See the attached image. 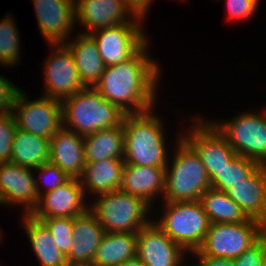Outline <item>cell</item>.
I'll return each instance as SVG.
<instances>
[{
	"label": "cell",
	"mask_w": 266,
	"mask_h": 266,
	"mask_svg": "<svg viewBox=\"0 0 266 266\" xmlns=\"http://www.w3.org/2000/svg\"><path fill=\"white\" fill-rule=\"evenodd\" d=\"M146 42L127 61L107 66L93 87L103 98L126 114H139L155 107L159 64L148 56Z\"/></svg>",
	"instance_id": "6da1fadb"
},
{
	"label": "cell",
	"mask_w": 266,
	"mask_h": 266,
	"mask_svg": "<svg viewBox=\"0 0 266 266\" xmlns=\"http://www.w3.org/2000/svg\"><path fill=\"white\" fill-rule=\"evenodd\" d=\"M154 113L151 109L139 114L125 115L122 123L124 163L147 167L167 166L163 124Z\"/></svg>",
	"instance_id": "7a4b0ae2"
},
{
	"label": "cell",
	"mask_w": 266,
	"mask_h": 266,
	"mask_svg": "<svg viewBox=\"0 0 266 266\" xmlns=\"http://www.w3.org/2000/svg\"><path fill=\"white\" fill-rule=\"evenodd\" d=\"M61 104L62 126L82 136L122 125L126 115L93 87L76 92L62 100Z\"/></svg>",
	"instance_id": "3957f363"
},
{
	"label": "cell",
	"mask_w": 266,
	"mask_h": 266,
	"mask_svg": "<svg viewBox=\"0 0 266 266\" xmlns=\"http://www.w3.org/2000/svg\"><path fill=\"white\" fill-rule=\"evenodd\" d=\"M171 167L165 168L164 202L200 200L211 188L208 172L195 149L181 136ZM166 200V201H165Z\"/></svg>",
	"instance_id": "277c9868"
},
{
	"label": "cell",
	"mask_w": 266,
	"mask_h": 266,
	"mask_svg": "<svg viewBox=\"0 0 266 266\" xmlns=\"http://www.w3.org/2000/svg\"><path fill=\"white\" fill-rule=\"evenodd\" d=\"M97 201L89 210L96 216L105 232H138L151 220L148 219L151 206L143 199L121 190L96 195Z\"/></svg>",
	"instance_id": "5b68a950"
},
{
	"label": "cell",
	"mask_w": 266,
	"mask_h": 266,
	"mask_svg": "<svg viewBox=\"0 0 266 266\" xmlns=\"http://www.w3.org/2000/svg\"><path fill=\"white\" fill-rule=\"evenodd\" d=\"M164 210V215L155 223L185 253L197 251L210 225L200 201L165 202Z\"/></svg>",
	"instance_id": "8992f818"
},
{
	"label": "cell",
	"mask_w": 266,
	"mask_h": 266,
	"mask_svg": "<svg viewBox=\"0 0 266 266\" xmlns=\"http://www.w3.org/2000/svg\"><path fill=\"white\" fill-rule=\"evenodd\" d=\"M265 233L266 226L250 218L240 223H210L201 247L192 254L234 260Z\"/></svg>",
	"instance_id": "52a82bcc"
},
{
	"label": "cell",
	"mask_w": 266,
	"mask_h": 266,
	"mask_svg": "<svg viewBox=\"0 0 266 266\" xmlns=\"http://www.w3.org/2000/svg\"><path fill=\"white\" fill-rule=\"evenodd\" d=\"M227 122H211L236 155L266 166V111L240 113ZM220 122V123H219Z\"/></svg>",
	"instance_id": "ba28073f"
},
{
	"label": "cell",
	"mask_w": 266,
	"mask_h": 266,
	"mask_svg": "<svg viewBox=\"0 0 266 266\" xmlns=\"http://www.w3.org/2000/svg\"><path fill=\"white\" fill-rule=\"evenodd\" d=\"M12 114L17 128L50 139L62 127V104L60 100L42 96L28 101L19 89L13 103Z\"/></svg>",
	"instance_id": "9c48e42d"
},
{
	"label": "cell",
	"mask_w": 266,
	"mask_h": 266,
	"mask_svg": "<svg viewBox=\"0 0 266 266\" xmlns=\"http://www.w3.org/2000/svg\"><path fill=\"white\" fill-rule=\"evenodd\" d=\"M190 121L193 122L192 129L188 131V135L182 134L181 136L198 153L211 180L237 155L227 140L210 123L211 121L200 120L196 117Z\"/></svg>",
	"instance_id": "30bf717a"
},
{
	"label": "cell",
	"mask_w": 266,
	"mask_h": 266,
	"mask_svg": "<svg viewBox=\"0 0 266 266\" xmlns=\"http://www.w3.org/2000/svg\"><path fill=\"white\" fill-rule=\"evenodd\" d=\"M140 23H123L89 34L105 67L130 59L149 40Z\"/></svg>",
	"instance_id": "8fae6325"
},
{
	"label": "cell",
	"mask_w": 266,
	"mask_h": 266,
	"mask_svg": "<svg viewBox=\"0 0 266 266\" xmlns=\"http://www.w3.org/2000/svg\"><path fill=\"white\" fill-rule=\"evenodd\" d=\"M50 46L53 53L44 60L45 96L62 101L86 87L81 82L68 47L65 44Z\"/></svg>",
	"instance_id": "7c38bea8"
},
{
	"label": "cell",
	"mask_w": 266,
	"mask_h": 266,
	"mask_svg": "<svg viewBox=\"0 0 266 266\" xmlns=\"http://www.w3.org/2000/svg\"><path fill=\"white\" fill-rule=\"evenodd\" d=\"M32 169L12 162L0 163V205L24 206L31 214L42 194Z\"/></svg>",
	"instance_id": "4fadbf2b"
},
{
	"label": "cell",
	"mask_w": 266,
	"mask_h": 266,
	"mask_svg": "<svg viewBox=\"0 0 266 266\" xmlns=\"http://www.w3.org/2000/svg\"><path fill=\"white\" fill-rule=\"evenodd\" d=\"M184 252L154 220L137 232V257L145 266H182Z\"/></svg>",
	"instance_id": "5bb4252c"
},
{
	"label": "cell",
	"mask_w": 266,
	"mask_h": 266,
	"mask_svg": "<svg viewBox=\"0 0 266 266\" xmlns=\"http://www.w3.org/2000/svg\"><path fill=\"white\" fill-rule=\"evenodd\" d=\"M75 11L76 22L88 30L84 34L126 22L141 23L143 20L131 11L124 0H75ZM127 15L131 18L128 19Z\"/></svg>",
	"instance_id": "9a60e30c"
},
{
	"label": "cell",
	"mask_w": 266,
	"mask_h": 266,
	"mask_svg": "<svg viewBox=\"0 0 266 266\" xmlns=\"http://www.w3.org/2000/svg\"><path fill=\"white\" fill-rule=\"evenodd\" d=\"M80 179L71 178L65 184L39 196L34 218L75 217L89 210Z\"/></svg>",
	"instance_id": "2e32d148"
},
{
	"label": "cell",
	"mask_w": 266,
	"mask_h": 266,
	"mask_svg": "<svg viewBox=\"0 0 266 266\" xmlns=\"http://www.w3.org/2000/svg\"><path fill=\"white\" fill-rule=\"evenodd\" d=\"M40 33L48 44H64L76 22L75 0H33Z\"/></svg>",
	"instance_id": "e0dca14e"
},
{
	"label": "cell",
	"mask_w": 266,
	"mask_h": 266,
	"mask_svg": "<svg viewBox=\"0 0 266 266\" xmlns=\"http://www.w3.org/2000/svg\"><path fill=\"white\" fill-rule=\"evenodd\" d=\"M72 243L65 256L69 266H90L105 230L96 216L88 210L73 217Z\"/></svg>",
	"instance_id": "ac0fdd59"
},
{
	"label": "cell",
	"mask_w": 266,
	"mask_h": 266,
	"mask_svg": "<svg viewBox=\"0 0 266 266\" xmlns=\"http://www.w3.org/2000/svg\"><path fill=\"white\" fill-rule=\"evenodd\" d=\"M49 162L70 178L80 179L86 164L84 136L62 126L50 138Z\"/></svg>",
	"instance_id": "d6986e66"
},
{
	"label": "cell",
	"mask_w": 266,
	"mask_h": 266,
	"mask_svg": "<svg viewBox=\"0 0 266 266\" xmlns=\"http://www.w3.org/2000/svg\"><path fill=\"white\" fill-rule=\"evenodd\" d=\"M227 195L245 215L266 226V166L260 165L249 177L233 187Z\"/></svg>",
	"instance_id": "ffe728a7"
},
{
	"label": "cell",
	"mask_w": 266,
	"mask_h": 266,
	"mask_svg": "<svg viewBox=\"0 0 266 266\" xmlns=\"http://www.w3.org/2000/svg\"><path fill=\"white\" fill-rule=\"evenodd\" d=\"M165 168L124 163L120 190L151 205L157 195L164 194Z\"/></svg>",
	"instance_id": "44dd1931"
},
{
	"label": "cell",
	"mask_w": 266,
	"mask_h": 266,
	"mask_svg": "<svg viewBox=\"0 0 266 266\" xmlns=\"http://www.w3.org/2000/svg\"><path fill=\"white\" fill-rule=\"evenodd\" d=\"M74 59L82 84L94 87L104 72L105 65L95 40L89 34H79L76 41L64 43Z\"/></svg>",
	"instance_id": "7402d4cb"
},
{
	"label": "cell",
	"mask_w": 266,
	"mask_h": 266,
	"mask_svg": "<svg viewBox=\"0 0 266 266\" xmlns=\"http://www.w3.org/2000/svg\"><path fill=\"white\" fill-rule=\"evenodd\" d=\"M123 166V159H104L100 162L86 163L80 178L84 192L90 190L99 195L120 190Z\"/></svg>",
	"instance_id": "603a6c76"
},
{
	"label": "cell",
	"mask_w": 266,
	"mask_h": 266,
	"mask_svg": "<svg viewBox=\"0 0 266 266\" xmlns=\"http://www.w3.org/2000/svg\"><path fill=\"white\" fill-rule=\"evenodd\" d=\"M23 225L32 250L42 266H69L66 257L41 220L30 214H24Z\"/></svg>",
	"instance_id": "cb8c5ba5"
},
{
	"label": "cell",
	"mask_w": 266,
	"mask_h": 266,
	"mask_svg": "<svg viewBox=\"0 0 266 266\" xmlns=\"http://www.w3.org/2000/svg\"><path fill=\"white\" fill-rule=\"evenodd\" d=\"M85 163L124 159L123 126L101 129L84 136Z\"/></svg>",
	"instance_id": "d4e9b609"
},
{
	"label": "cell",
	"mask_w": 266,
	"mask_h": 266,
	"mask_svg": "<svg viewBox=\"0 0 266 266\" xmlns=\"http://www.w3.org/2000/svg\"><path fill=\"white\" fill-rule=\"evenodd\" d=\"M137 256V232H105L90 266H120Z\"/></svg>",
	"instance_id": "484cf974"
},
{
	"label": "cell",
	"mask_w": 266,
	"mask_h": 266,
	"mask_svg": "<svg viewBox=\"0 0 266 266\" xmlns=\"http://www.w3.org/2000/svg\"><path fill=\"white\" fill-rule=\"evenodd\" d=\"M50 139L16 129L12 142L11 162L36 169L49 162Z\"/></svg>",
	"instance_id": "4316f807"
},
{
	"label": "cell",
	"mask_w": 266,
	"mask_h": 266,
	"mask_svg": "<svg viewBox=\"0 0 266 266\" xmlns=\"http://www.w3.org/2000/svg\"><path fill=\"white\" fill-rule=\"evenodd\" d=\"M199 201L210 223H240L249 219L225 192L210 188Z\"/></svg>",
	"instance_id": "83f0119b"
},
{
	"label": "cell",
	"mask_w": 266,
	"mask_h": 266,
	"mask_svg": "<svg viewBox=\"0 0 266 266\" xmlns=\"http://www.w3.org/2000/svg\"><path fill=\"white\" fill-rule=\"evenodd\" d=\"M259 166L254 160L237 155L210 180L211 188L226 193L230 187L245 181Z\"/></svg>",
	"instance_id": "f1b7e54d"
},
{
	"label": "cell",
	"mask_w": 266,
	"mask_h": 266,
	"mask_svg": "<svg viewBox=\"0 0 266 266\" xmlns=\"http://www.w3.org/2000/svg\"><path fill=\"white\" fill-rule=\"evenodd\" d=\"M0 22V65L12 66L19 60V33L14 19L7 14Z\"/></svg>",
	"instance_id": "f546056e"
},
{
	"label": "cell",
	"mask_w": 266,
	"mask_h": 266,
	"mask_svg": "<svg viewBox=\"0 0 266 266\" xmlns=\"http://www.w3.org/2000/svg\"><path fill=\"white\" fill-rule=\"evenodd\" d=\"M41 220L51 233L55 244L64 256L69 253L72 243L73 217L36 218Z\"/></svg>",
	"instance_id": "4dcf8cb0"
},
{
	"label": "cell",
	"mask_w": 266,
	"mask_h": 266,
	"mask_svg": "<svg viewBox=\"0 0 266 266\" xmlns=\"http://www.w3.org/2000/svg\"><path fill=\"white\" fill-rule=\"evenodd\" d=\"M17 129L12 112L0 113V163L11 162V149Z\"/></svg>",
	"instance_id": "1f68e13d"
},
{
	"label": "cell",
	"mask_w": 266,
	"mask_h": 266,
	"mask_svg": "<svg viewBox=\"0 0 266 266\" xmlns=\"http://www.w3.org/2000/svg\"><path fill=\"white\" fill-rule=\"evenodd\" d=\"M34 170H38L40 174L39 181L44 180L42 183L43 186L45 184V192L54 190L71 179L64 171L59 169L56 165L51 164L50 162L41 165Z\"/></svg>",
	"instance_id": "d6a6232c"
},
{
	"label": "cell",
	"mask_w": 266,
	"mask_h": 266,
	"mask_svg": "<svg viewBox=\"0 0 266 266\" xmlns=\"http://www.w3.org/2000/svg\"><path fill=\"white\" fill-rule=\"evenodd\" d=\"M266 256V233L249 249L234 259L235 266H261Z\"/></svg>",
	"instance_id": "836d02e7"
},
{
	"label": "cell",
	"mask_w": 266,
	"mask_h": 266,
	"mask_svg": "<svg viewBox=\"0 0 266 266\" xmlns=\"http://www.w3.org/2000/svg\"><path fill=\"white\" fill-rule=\"evenodd\" d=\"M226 2L228 18L235 21L252 17L259 4V0H226Z\"/></svg>",
	"instance_id": "e575fe53"
},
{
	"label": "cell",
	"mask_w": 266,
	"mask_h": 266,
	"mask_svg": "<svg viewBox=\"0 0 266 266\" xmlns=\"http://www.w3.org/2000/svg\"><path fill=\"white\" fill-rule=\"evenodd\" d=\"M20 88L0 75V113L12 112L14 99Z\"/></svg>",
	"instance_id": "d590c367"
},
{
	"label": "cell",
	"mask_w": 266,
	"mask_h": 266,
	"mask_svg": "<svg viewBox=\"0 0 266 266\" xmlns=\"http://www.w3.org/2000/svg\"><path fill=\"white\" fill-rule=\"evenodd\" d=\"M152 0H124L125 4L131 9V11L144 20L147 14V10L151 5Z\"/></svg>",
	"instance_id": "8d00e7d4"
},
{
	"label": "cell",
	"mask_w": 266,
	"mask_h": 266,
	"mask_svg": "<svg viewBox=\"0 0 266 266\" xmlns=\"http://www.w3.org/2000/svg\"><path fill=\"white\" fill-rule=\"evenodd\" d=\"M199 257V258H197ZM197 266H235L234 260L211 256H196Z\"/></svg>",
	"instance_id": "74e56055"
},
{
	"label": "cell",
	"mask_w": 266,
	"mask_h": 266,
	"mask_svg": "<svg viewBox=\"0 0 266 266\" xmlns=\"http://www.w3.org/2000/svg\"><path fill=\"white\" fill-rule=\"evenodd\" d=\"M120 266H145V265L141 262V260L137 256H135L131 259L126 260Z\"/></svg>",
	"instance_id": "f35d334b"
},
{
	"label": "cell",
	"mask_w": 266,
	"mask_h": 266,
	"mask_svg": "<svg viewBox=\"0 0 266 266\" xmlns=\"http://www.w3.org/2000/svg\"><path fill=\"white\" fill-rule=\"evenodd\" d=\"M261 266H266V256H265V258L263 259Z\"/></svg>",
	"instance_id": "ab89813d"
}]
</instances>
